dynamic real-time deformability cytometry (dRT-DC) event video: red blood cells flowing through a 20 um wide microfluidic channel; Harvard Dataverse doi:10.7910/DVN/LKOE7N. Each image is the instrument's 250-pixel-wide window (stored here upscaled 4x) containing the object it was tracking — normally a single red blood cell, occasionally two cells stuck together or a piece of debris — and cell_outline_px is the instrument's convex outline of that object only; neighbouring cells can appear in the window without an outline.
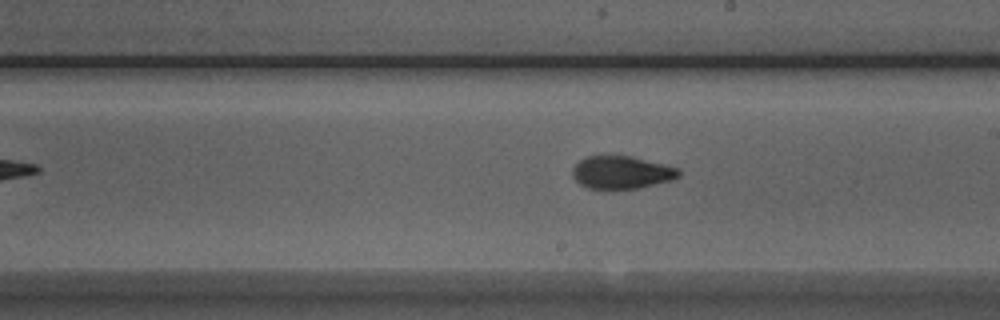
{"species": "Egyptian fruit bat (a non-hibernating species)", "species_latin": "Rousettus aegyptiacus", "temperature_condition": "room temperature", "stored_images_in_passage": 24, "camera_frame_rate_fps": 3000, "um_per_image_px": 0.085, "animal": {"sex": "male"}, "frame": {"image": 1, "passage_image": 21, "time_ms": 6.667, "image_size_px": [1000, 320], "cell_outline_px": [[680, 176], [672, 180], [640, 188], [588, 188], [580, 184], [572, 176], [572, 168], [580, 160], [588, 156], [632, 156], [680, 168]], "centroid_in_image_um": [52.86, 14.65], "position_along_channel_um": 236.1, "area_um2": 20.23}}